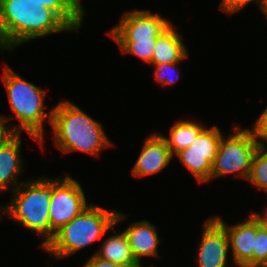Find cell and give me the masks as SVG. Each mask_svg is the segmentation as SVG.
<instances>
[{"label": "cell", "instance_id": "4fadbf2b", "mask_svg": "<svg viewBox=\"0 0 267 267\" xmlns=\"http://www.w3.org/2000/svg\"><path fill=\"white\" fill-rule=\"evenodd\" d=\"M21 144V133H14L0 146V193L6 191L11 184H16L13 191L21 184L17 182L18 176L23 172V167H21L23 160L20 154Z\"/></svg>", "mask_w": 267, "mask_h": 267}, {"label": "cell", "instance_id": "44dd1931", "mask_svg": "<svg viewBox=\"0 0 267 267\" xmlns=\"http://www.w3.org/2000/svg\"><path fill=\"white\" fill-rule=\"evenodd\" d=\"M267 264V229L257 219V232L255 248L253 249V267H261Z\"/></svg>", "mask_w": 267, "mask_h": 267}, {"label": "cell", "instance_id": "d4e9b609", "mask_svg": "<svg viewBox=\"0 0 267 267\" xmlns=\"http://www.w3.org/2000/svg\"><path fill=\"white\" fill-rule=\"evenodd\" d=\"M13 117L3 118L0 116V146L14 134L11 128L6 125L7 121L12 120Z\"/></svg>", "mask_w": 267, "mask_h": 267}, {"label": "cell", "instance_id": "ba28073f", "mask_svg": "<svg viewBox=\"0 0 267 267\" xmlns=\"http://www.w3.org/2000/svg\"><path fill=\"white\" fill-rule=\"evenodd\" d=\"M222 135L215 125L210 128L205 127L188 148L175 154L200 183L207 182L211 178L212 165Z\"/></svg>", "mask_w": 267, "mask_h": 267}, {"label": "cell", "instance_id": "5bb4252c", "mask_svg": "<svg viewBox=\"0 0 267 267\" xmlns=\"http://www.w3.org/2000/svg\"><path fill=\"white\" fill-rule=\"evenodd\" d=\"M128 238L133 256L141 265V257L158 256L159 237L156 227L149 221L141 220L132 223L123 230Z\"/></svg>", "mask_w": 267, "mask_h": 267}, {"label": "cell", "instance_id": "e0dca14e", "mask_svg": "<svg viewBox=\"0 0 267 267\" xmlns=\"http://www.w3.org/2000/svg\"><path fill=\"white\" fill-rule=\"evenodd\" d=\"M204 128L205 127L198 122L181 120L174 123L170 128L169 138L163 137L174 156L177 152L188 148Z\"/></svg>", "mask_w": 267, "mask_h": 267}, {"label": "cell", "instance_id": "9a60e30c", "mask_svg": "<svg viewBox=\"0 0 267 267\" xmlns=\"http://www.w3.org/2000/svg\"><path fill=\"white\" fill-rule=\"evenodd\" d=\"M182 39L174 25L170 24L156 39L150 65L180 63L187 58L186 47Z\"/></svg>", "mask_w": 267, "mask_h": 267}, {"label": "cell", "instance_id": "8fae6325", "mask_svg": "<svg viewBox=\"0 0 267 267\" xmlns=\"http://www.w3.org/2000/svg\"><path fill=\"white\" fill-rule=\"evenodd\" d=\"M226 230L229 248L233 252V262L238 267H253V249L257 232V218L250 214L237 225L228 226L220 217H214Z\"/></svg>", "mask_w": 267, "mask_h": 267}, {"label": "cell", "instance_id": "d6986e66", "mask_svg": "<svg viewBox=\"0 0 267 267\" xmlns=\"http://www.w3.org/2000/svg\"><path fill=\"white\" fill-rule=\"evenodd\" d=\"M123 53H131L150 64L154 54L156 39L150 40H115Z\"/></svg>", "mask_w": 267, "mask_h": 267}, {"label": "cell", "instance_id": "cb8c5ba5", "mask_svg": "<svg viewBox=\"0 0 267 267\" xmlns=\"http://www.w3.org/2000/svg\"><path fill=\"white\" fill-rule=\"evenodd\" d=\"M256 1L258 6L262 7L264 0H222L220 3V10H222L224 13L227 14H233L235 12L240 11V9H243L244 6H246L248 3Z\"/></svg>", "mask_w": 267, "mask_h": 267}, {"label": "cell", "instance_id": "7402d4cb", "mask_svg": "<svg viewBox=\"0 0 267 267\" xmlns=\"http://www.w3.org/2000/svg\"><path fill=\"white\" fill-rule=\"evenodd\" d=\"M177 64L178 63H170V64L162 63V64L152 65L155 68L154 72L155 79L157 80V82L161 84L162 87L174 84L179 79L180 70L177 69L178 67ZM174 73H176V75Z\"/></svg>", "mask_w": 267, "mask_h": 267}, {"label": "cell", "instance_id": "7a4b0ae2", "mask_svg": "<svg viewBox=\"0 0 267 267\" xmlns=\"http://www.w3.org/2000/svg\"><path fill=\"white\" fill-rule=\"evenodd\" d=\"M51 126L54 145L65 153L76 150L97 156L113 146L101 124L70 101H61L52 109Z\"/></svg>", "mask_w": 267, "mask_h": 267}, {"label": "cell", "instance_id": "9c48e42d", "mask_svg": "<svg viewBox=\"0 0 267 267\" xmlns=\"http://www.w3.org/2000/svg\"><path fill=\"white\" fill-rule=\"evenodd\" d=\"M171 22L160 14H152L146 10H131L124 13L120 23L114 27L109 35L114 40H150L164 31Z\"/></svg>", "mask_w": 267, "mask_h": 267}, {"label": "cell", "instance_id": "5b68a950", "mask_svg": "<svg viewBox=\"0 0 267 267\" xmlns=\"http://www.w3.org/2000/svg\"><path fill=\"white\" fill-rule=\"evenodd\" d=\"M2 80L7 90L10 107L20 122L11 130L14 133H22L23 130H26L43 147V122L48 117L51 124L52 119V110L49 115L44 112V94L46 92L21 78L8 66L4 69Z\"/></svg>", "mask_w": 267, "mask_h": 267}, {"label": "cell", "instance_id": "484cf974", "mask_svg": "<svg viewBox=\"0 0 267 267\" xmlns=\"http://www.w3.org/2000/svg\"><path fill=\"white\" fill-rule=\"evenodd\" d=\"M84 267H121L110 261L103 260L97 257L95 254L89 258Z\"/></svg>", "mask_w": 267, "mask_h": 267}, {"label": "cell", "instance_id": "52a82bcc", "mask_svg": "<svg viewBox=\"0 0 267 267\" xmlns=\"http://www.w3.org/2000/svg\"><path fill=\"white\" fill-rule=\"evenodd\" d=\"M88 206L81 185L70 175L51 179L50 241L55 233Z\"/></svg>", "mask_w": 267, "mask_h": 267}, {"label": "cell", "instance_id": "6da1fadb", "mask_svg": "<svg viewBox=\"0 0 267 267\" xmlns=\"http://www.w3.org/2000/svg\"><path fill=\"white\" fill-rule=\"evenodd\" d=\"M0 12L7 45L73 29L52 9L35 0H0Z\"/></svg>", "mask_w": 267, "mask_h": 267}, {"label": "cell", "instance_id": "30bf717a", "mask_svg": "<svg viewBox=\"0 0 267 267\" xmlns=\"http://www.w3.org/2000/svg\"><path fill=\"white\" fill-rule=\"evenodd\" d=\"M198 249L197 267H227L229 239L225 228L214 217L205 222Z\"/></svg>", "mask_w": 267, "mask_h": 267}, {"label": "cell", "instance_id": "ffe728a7", "mask_svg": "<svg viewBox=\"0 0 267 267\" xmlns=\"http://www.w3.org/2000/svg\"><path fill=\"white\" fill-rule=\"evenodd\" d=\"M248 181L267 192V155L260 148L253 157Z\"/></svg>", "mask_w": 267, "mask_h": 267}, {"label": "cell", "instance_id": "f546056e", "mask_svg": "<svg viewBox=\"0 0 267 267\" xmlns=\"http://www.w3.org/2000/svg\"><path fill=\"white\" fill-rule=\"evenodd\" d=\"M259 148L267 155V149L264 143H262Z\"/></svg>", "mask_w": 267, "mask_h": 267}, {"label": "cell", "instance_id": "7c38bea8", "mask_svg": "<svg viewBox=\"0 0 267 267\" xmlns=\"http://www.w3.org/2000/svg\"><path fill=\"white\" fill-rule=\"evenodd\" d=\"M164 137L156 131L145 140L142 151L132 169V175L144 177L162 171L173 159Z\"/></svg>", "mask_w": 267, "mask_h": 267}, {"label": "cell", "instance_id": "603a6c76", "mask_svg": "<svg viewBox=\"0 0 267 267\" xmlns=\"http://www.w3.org/2000/svg\"><path fill=\"white\" fill-rule=\"evenodd\" d=\"M251 132L259 146L263 143L261 140L267 142V107L253 124Z\"/></svg>", "mask_w": 267, "mask_h": 267}, {"label": "cell", "instance_id": "3957f363", "mask_svg": "<svg viewBox=\"0 0 267 267\" xmlns=\"http://www.w3.org/2000/svg\"><path fill=\"white\" fill-rule=\"evenodd\" d=\"M126 216L118 211H110L90 204L57 231L43 249L56 259L66 258L102 238Z\"/></svg>", "mask_w": 267, "mask_h": 267}, {"label": "cell", "instance_id": "f1b7e54d", "mask_svg": "<svg viewBox=\"0 0 267 267\" xmlns=\"http://www.w3.org/2000/svg\"><path fill=\"white\" fill-rule=\"evenodd\" d=\"M261 10L263 11L265 18L267 19V0H264Z\"/></svg>", "mask_w": 267, "mask_h": 267}, {"label": "cell", "instance_id": "ac0fdd59", "mask_svg": "<svg viewBox=\"0 0 267 267\" xmlns=\"http://www.w3.org/2000/svg\"><path fill=\"white\" fill-rule=\"evenodd\" d=\"M55 11L73 30L78 32L83 22L84 8L79 0H35Z\"/></svg>", "mask_w": 267, "mask_h": 267}, {"label": "cell", "instance_id": "8992f818", "mask_svg": "<svg viewBox=\"0 0 267 267\" xmlns=\"http://www.w3.org/2000/svg\"><path fill=\"white\" fill-rule=\"evenodd\" d=\"M233 131L236 133L230 134L227 138L222 135L212 165L210 181L230 173H235L247 180L249 178L252 160L259 149V144L253 138L250 129H241L235 125Z\"/></svg>", "mask_w": 267, "mask_h": 267}, {"label": "cell", "instance_id": "4316f807", "mask_svg": "<svg viewBox=\"0 0 267 267\" xmlns=\"http://www.w3.org/2000/svg\"><path fill=\"white\" fill-rule=\"evenodd\" d=\"M0 48L1 49H10L11 48L7 45L6 43V39H5V33L3 31V26H2V22H1V12H0Z\"/></svg>", "mask_w": 267, "mask_h": 267}, {"label": "cell", "instance_id": "83f0119b", "mask_svg": "<svg viewBox=\"0 0 267 267\" xmlns=\"http://www.w3.org/2000/svg\"><path fill=\"white\" fill-rule=\"evenodd\" d=\"M264 216H261L259 213H254L255 217L259 220L260 224L267 229V209L264 213Z\"/></svg>", "mask_w": 267, "mask_h": 267}, {"label": "cell", "instance_id": "277c9868", "mask_svg": "<svg viewBox=\"0 0 267 267\" xmlns=\"http://www.w3.org/2000/svg\"><path fill=\"white\" fill-rule=\"evenodd\" d=\"M31 181H21L20 186L12 191L14 196L11 202L0 208L14 221L36 232L39 237H46L39 246L44 248L50 242L51 178L41 177Z\"/></svg>", "mask_w": 267, "mask_h": 267}, {"label": "cell", "instance_id": "2e32d148", "mask_svg": "<svg viewBox=\"0 0 267 267\" xmlns=\"http://www.w3.org/2000/svg\"><path fill=\"white\" fill-rule=\"evenodd\" d=\"M95 255L121 267H142L133 256L128 238L124 231L106 238Z\"/></svg>", "mask_w": 267, "mask_h": 267}]
</instances>
